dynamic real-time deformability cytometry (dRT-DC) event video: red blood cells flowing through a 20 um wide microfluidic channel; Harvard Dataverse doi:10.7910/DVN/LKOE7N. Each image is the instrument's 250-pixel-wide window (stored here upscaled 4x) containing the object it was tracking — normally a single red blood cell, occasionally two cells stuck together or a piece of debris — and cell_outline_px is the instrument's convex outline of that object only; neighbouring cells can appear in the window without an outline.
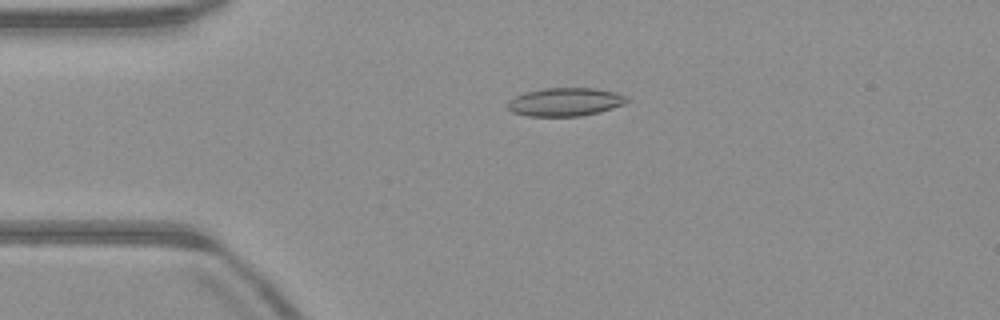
{"species": "common noctule bat (a hibernating species)", "species_latin": "Nyctalus noctula", "temperature_condition": "warm", "stored_images_in_passage": 40, "camera_frame_rate_fps": 3000, "um_per_image_px": 0.085, "animal": {"sex": "male", "body_mass_g": 23.1, "forearm_length_mm": 52.7}, "frame": {"image": 1, "passage_image": 1, "time_ms": 0.0, "image_size_px": [1000, 320], "cell_outline_px": [[628, 100], [624, 104], [612, 108], [580, 116], [528, 116], [512, 112], [508, 108], [508, 100], [524, 92], [544, 88], [596, 88], [616, 92], [628, 96]], "centroid_in_image_um": [48.04, 8.65], "position_along_channel_um": 37.0, "area_um2": 19.65}}
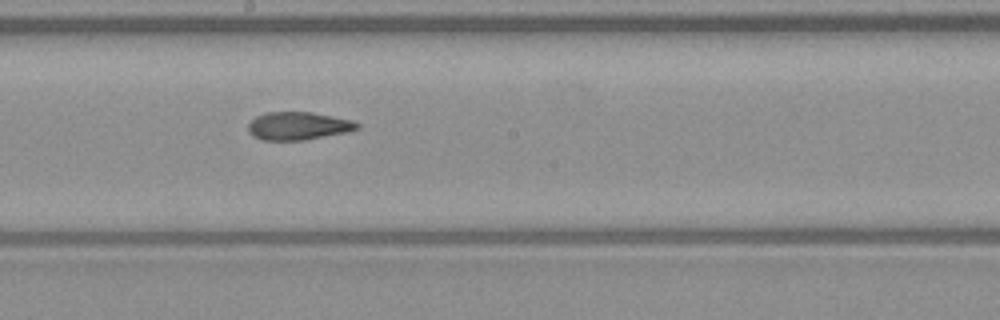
{"frame": {"image": 2, "passage_image": 17, "time_ms": 5.333, "image_size_px": [1000, 320], "cell_outline_px": [[360, 128], [348, 132], [304, 140], [264, 140], [252, 136], [248, 132], [248, 124], [256, 116], [268, 112], [312, 112], [352, 120], [360, 124]], "centroid_in_image_um": [25.36, 10.7], "position_along_channel_um": 222.8, "area_um2": 17.8}}
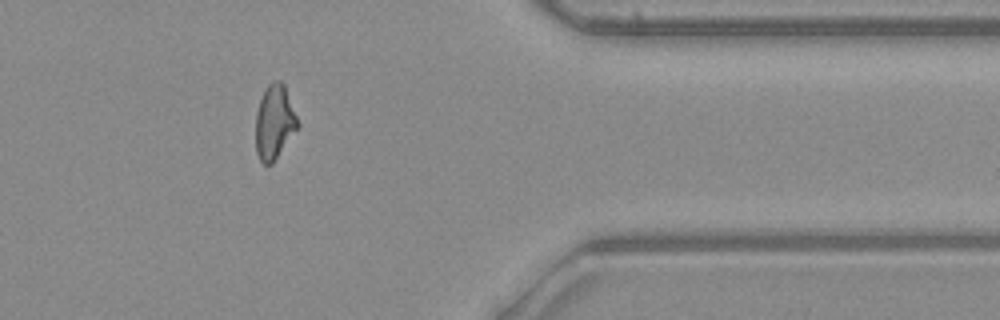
{"frame": {"image": 3, "passage_image": 31, "time_ms": 10.0, "image_size_px": [1000, 320], "cell_outline_px": [[300, 124], [272, 164], [264, 164], [260, 160], [256, 152], [256, 112], [264, 88], [272, 80], [280, 80], [284, 84]], "centroid_in_image_um": [23.32, 10.35], "position_along_channel_um": 388.1, "area_um2": 18.15}, "authors_computed_cell_mechanics": {"area_um2": 18.3226, "velocity_mm_per_s": 4.0329, "shape_relaxation_time_tau1_ms": null, "shape_relaxation_time_tau2_ms": 3.6006, "deformation_change_tau1": null, "deformation_change_tau2": 0.1163}}